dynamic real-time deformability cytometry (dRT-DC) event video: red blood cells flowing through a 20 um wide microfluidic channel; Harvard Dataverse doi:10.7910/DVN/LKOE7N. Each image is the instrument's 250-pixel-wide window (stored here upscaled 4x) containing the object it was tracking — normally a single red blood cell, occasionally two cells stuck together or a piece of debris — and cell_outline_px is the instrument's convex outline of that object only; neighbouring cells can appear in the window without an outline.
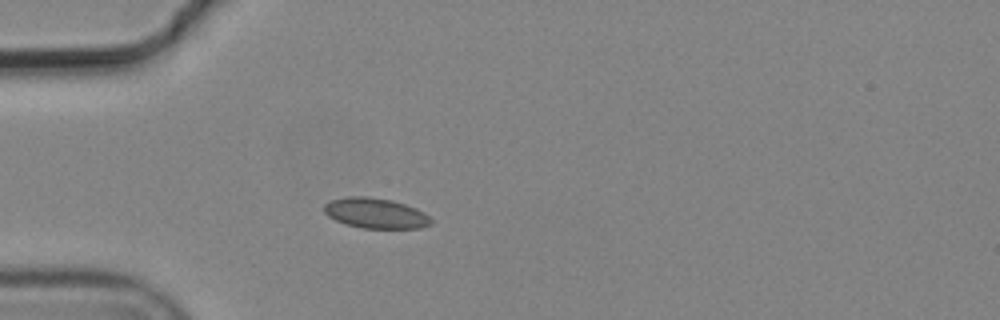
{"species": "common noctule bat (a hibernating species)", "species_latin": "Nyctalus noctula", "temperature_condition": "cold", "stored_images_in_passage": 2, "camera_frame_rate_fps": 3000, "um_per_image_px": 0.085, "animal": {"sex": "male", "body_mass_g": 19.2, "forearm_length_mm": 51.8}, "frame": {"image": 1, "passage_image": 1, "time_ms": 0.0, "image_size_px": [1000, 320], "cell_outline_px": [[432, 224], [420, 228], [364, 228], [344, 224], [328, 216], [324, 212], [324, 204], [332, 200], [348, 196], [368, 196], [392, 200], [416, 208], [424, 212], [432, 220]], "centroid_in_image_um": [31.92, 18.12], "position_along_channel_um": 53.1, "area_um2": 18.9}}